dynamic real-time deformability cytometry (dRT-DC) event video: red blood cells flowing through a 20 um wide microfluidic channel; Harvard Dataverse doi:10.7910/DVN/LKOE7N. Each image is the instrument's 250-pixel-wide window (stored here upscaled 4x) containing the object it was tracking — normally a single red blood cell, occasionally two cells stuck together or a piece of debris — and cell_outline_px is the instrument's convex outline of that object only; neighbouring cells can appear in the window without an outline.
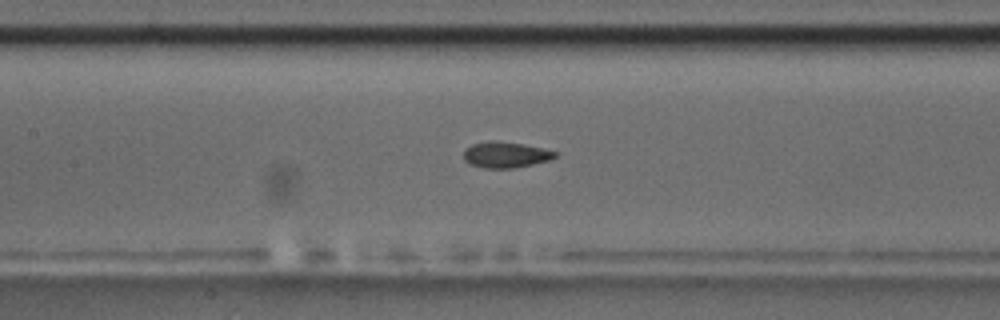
{"species": "common noctule bat (a hibernating species)", "species_latin": "Nyctalus noctula", "temperature_condition": "room temperature", "stored_images_in_passage": 27, "camera_frame_rate_fps": 3000, "um_per_image_px": 0.085, "animal": {"sex": "male", "body_mass_g": 17.5, "forearm_length_mm": 52.3}, "frame": {"image": 1, "passage_image": 8, "time_ms": 2.333, "image_size_px": [1000, 320], "cell_outline_px": [[560, 152], [552, 160], [512, 168], [484, 168], [468, 164], [464, 160], [464, 148], [472, 144], [488, 140], [496, 140], [524, 144], [544, 148]], "centroid_in_image_um": [42.98, 13.14], "position_along_channel_um": 164.4, "area_um2": 14.16}}